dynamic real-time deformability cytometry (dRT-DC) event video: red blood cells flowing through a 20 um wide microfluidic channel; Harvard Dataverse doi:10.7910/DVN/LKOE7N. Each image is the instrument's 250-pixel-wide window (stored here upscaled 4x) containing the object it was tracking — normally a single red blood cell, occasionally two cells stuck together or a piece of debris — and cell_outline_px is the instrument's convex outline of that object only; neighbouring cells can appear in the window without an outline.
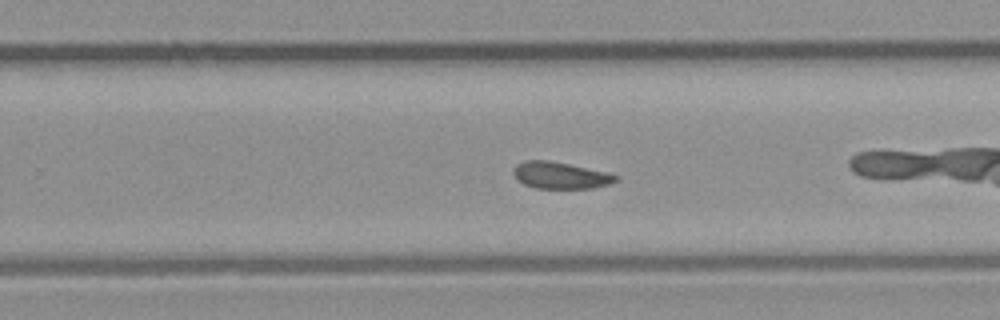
{"species": "common noctule bat (a hibernating species)", "species_latin": "Nyctalus noctula", "temperature_condition": "room temperature", "stored_images_in_passage": 42, "camera_frame_rate_fps": 3000, "um_per_image_px": 0.085, "animal": {"sex": "male", "body_mass_g": 23.1, "forearm_length_mm": 52.7}, "frame": {"image": 1, "passage_image": 24, "time_ms": 7.667, "image_size_px": [1000, 320], "cell_outline_px": [[616, 180], [608, 184], [592, 188], [536, 188], [524, 184], [512, 172], [512, 168], [516, 164], [524, 160], [548, 160], [568, 164], [604, 172], [616, 176]], "centroid_in_image_um": [47.55, 14.9], "position_along_channel_um": 282.3, "area_um2": 15.55}, "authors_computed_cell_mechanics": {"area_um2": 16.4152, "velocity_mm_per_s": 4.2813, "shape_relaxation_time_tau1_ms": 7.0248, "shape_relaxation_time_tau2_ms": 2.8898, "deformation_change_tau1": 0.1148, "deformation_change_tau2": 0.0881}}